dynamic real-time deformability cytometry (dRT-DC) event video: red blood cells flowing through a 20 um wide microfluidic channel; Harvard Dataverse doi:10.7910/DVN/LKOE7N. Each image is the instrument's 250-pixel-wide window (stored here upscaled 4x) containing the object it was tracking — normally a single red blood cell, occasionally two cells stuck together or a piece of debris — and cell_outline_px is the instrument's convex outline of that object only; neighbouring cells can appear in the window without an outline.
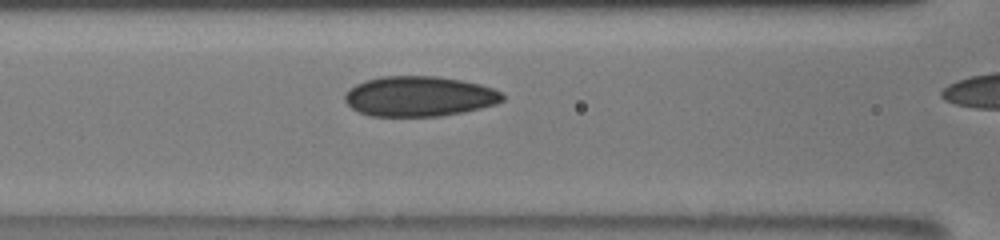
{"species": "human", "species_latin": "Homo sapiens", "temperature_condition": "room temperature", "stored_images_in_passage": 11, "camera_frame_rate_fps": 3000, "um_per_image_px": 0.085, "donor": {"sex": "male"}, "frame": {"image": 1, "passage_image": 8, "time_ms": 3.667, "image_size_px": [1000, 240], "cell_outline_px": [[504, 100], [496, 104], [464, 112], [440, 116], [372, 116], [360, 112], [352, 108], [344, 100], [344, 96], [348, 88], [364, 80], [380, 76], [436, 76], [460, 80], [480, 84], [492, 88], [500, 92], [504, 96]], "centroid_in_image_um": [35.62, 8.18], "position_along_channel_um": 131.0, "area_um2": 36.99}}